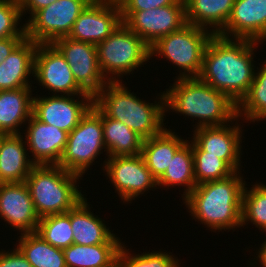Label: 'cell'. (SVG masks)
<instances>
[{
    "label": "cell",
    "instance_id": "1",
    "mask_svg": "<svg viewBox=\"0 0 266 267\" xmlns=\"http://www.w3.org/2000/svg\"><path fill=\"white\" fill-rule=\"evenodd\" d=\"M257 44L259 42L250 39L214 34L205 48L198 78L238 105L254 80L256 67L253 56Z\"/></svg>",
    "mask_w": 266,
    "mask_h": 267
},
{
    "label": "cell",
    "instance_id": "2",
    "mask_svg": "<svg viewBox=\"0 0 266 267\" xmlns=\"http://www.w3.org/2000/svg\"><path fill=\"white\" fill-rule=\"evenodd\" d=\"M241 171L196 187L183 199L193 219L210 231H230L241 227L242 194L246 181Z\"/></svg>",
    "mask_w": 266,
    "mask_h": 267
},
{
    "label": "cell",
    "instance_id": "3",
    "mask_svg": "<svg viewBox=\"0 0 266 267\" xmlns=\"http://www.w3.org/2000/svg\"><path fill=\"white\" fill-rule=\"evenodd\" d=\"M165 94V112L172 110L198 120L194 128L221 126L235 122L237 104L226 94L211 87L198 77L175 78ZM171 109V110H170Z\"/></svg>",
    "mask_w": 266,
    "mask_h": 267
},
{
    "label": "cell",
    "instance_id": "4",
    "mask_svg": "<svg viewBox=\"0 0 266 267\" xmlns=\"http://www.w3.org/2000/svg\"><path fill=\"white\" fill-rule=\"evenodd\" d=\"M130 91L122 80L109 81L93 97V104L105 116L121 121L143 139L159 134L166 124L163 123L166 116L164 91L157 95L155 103L143 101Z\"/></svg>",
    "mask_w": 266,
    "mask_h": 267
},
{
    "label": "cell",
    "instance_id": "5",
    "mask_svg": "<svg viewBox=\"0 0 266 267\" xmlns=\"http://www.w3.org/2000/svg\"><path fill=\"white\" fill-rule=\"evenodd\" d=\"M79 179L80 175L58 165H36L25 182L39 218L66 213L83 199L85 194L78 190Z\"/></svg>",
    "mask_w": 266,
    "mask_h": 267
},
{
    "label": "cell",
    "instance_id": "6",
    "mask_svg": "<svg viewBox=\"0 0 266 267\" xmlns=\"http://www.w3.org/2000/svg\"><path fill=\"white\" fill-rule=\"evenodd\" d=\"M96 50L101 72L108 81H121L151 60L150 46L124 23L98 43Z\"/></svg>",
    "mask_w": 266,
    "mask_h": 267
},
{
    "label": "cell",
    "instance_id": "7",
    "mask_svg": "<svg viewBox=\"0 0 266 267\" xmlns=\"http://www.w3.org/2000/svg\"><path fill=\"white\" fill-rule=\"evenodd\" d=\"M213 35L208 29L187 23L151 45L150 59L162 56L171 61L180 70L177 78L198 77L205 48Z\"/></svg>",
    "mask_w": 266,
    "mask_h": 267
},
{
    "label": "cell",
    "instance_id": "8",
    "mask_svg": "<svg viewBox=\"0 0 266 267\" xmlns=\"http://www.w3.org/2000/svg\"><path fill=\"white\" fill-rule=\"evenodd\" d=\"M103 150L106 151L102 112L93 104L78 125L68 133L66 147L58 166L83 177L98 155L103 154Z\"/></svg>",
    "mask_w": 266,
    "mask_h": 267
},
{
    "label": "cell",
    "instance_id": "9",
    "mask_svg": "<svg viewBox=\"0 0 266 267\" xmlns=\"http://www.w3.org/2000/svg\"><path fill=\"white\" fill-rule=\"evenodd\" d=\"M93 0H57L36 11L25 21L26 38L38 44H52L68 37L80 13Z\"/></svg>",
    "mask_w": 266,
    "mask_h": 267
},
{
    "label": "cell",
    "instance_id": "10",
    "mask_svg": "<svg viewBox=\"0 0 266 267\" xmlns=\"http://www.w3.org/2000/svg\"><path fill=\"white\" fill-rule=\"evenodd\" d=\"M103 164V170L123 203H131L146 191L158 187L141 154L108 157Z\"/></svg>",
    "mask_w": 266,
    "mask_h": 267
},
{
    "label": "cell",
    "instance_id": "11",
    "mask_svg": "<svg viewBox=\"0 0 266 267\" xmlns=\"http://www.w3.org/2000/svg\"><path fill=\"white\" fill-rule=\"evenodd\" d=\"M238 119L237 116L235 125L232 121L229 125L194 128L193 139L190 140L193 155L216 156L224 160L235 172L240 171L243 130Z\"/></svg>",
    "mask_w": 266,
    "mask_h": 267
},
{
    "label": "cell",
    "instance_id": "12",
    "mask_svg": "<svg viewBox=\"0 0 266 267\" xmlns=\"http://www.w3.org/2000/svg\"><path fill=\"white\" fill-rule=\"evenodd\" d=\"M123 23L149 46L180 30L186 22L185 3L141 11H121Z\"/></svg>",
    "mask_w": 266,
    "mask_h": 267
},
{
    "label": "cell",
    "instance_id": "13",
    "mask_svg": "<svg viewBox=\"0 0 266 267\" xmlns=\"http://www.w3.org/2000/svg\"><path fill=\"white\" fill-rule=\"evenodd\" d=\"M70 65L76 83L93 97L109 81L101 72L96 45L69 37L56 39L52 43Z\"/></svg>",
    "mask_w": 266,
    "mask_h": 267
},
{
    "label": "cell",
    "instance_id": "14",
    "mask_svg": "<svg viewBox=\"0 0 266 267\" xmlns=\"http://www.w3.org/2000/svg\"><path fill=\"white\" fill-rule=\"evenodd\" d=\"M33 77L54 95L88 94L76 83L70 65L53 44H38Z\"/></svg>",
    "mask_w": 266,
    "mask_h": 267
},
{
    "label": "cell",
    "instance_id": "15",
    "mask_svg": "<svg viewBox=\"0 0 266 267\" xmlns=\"http://www.w3.org/2000/svg\"><path fill=\"white\" fill-rule=\"evenodd\" d=\"M92 106L93 96L90 94L38 95L33 97L32 114L38 120L70 133Z\"/></svg>",
    "mask_w": 266,
    "mask_h": 267
},
{
    "label": "cell",
    "instance_id": "16",
    "mask_svg": "<svg viewBox=\"0 0 266 267\" xmlns=\"http://www.w3.org/2000/svg\"><path fill=\"white\" fill-rule=\"evenodd\" d=\"M123 23L118 1L96 0L74 22L69 38L97 45Z\"/></svg>",
    "mask_w": 266,
    "mask_h": 267
},
{
    "label": "cell",
    "instance_id": "17",
    "mask_svg": "<svg viewBox=\"0 0 266 267\" xmlns=\"http://www.w3.org/2000/svg\"><path fill=\"white\" fill-rule=\"evenodd\" d=\"M0 216L20 234L37 231V215L26 182L0 183Z\"/></svg>",
    "mask_w": 266,
    "mask_h": 267
},
{
    "label": "cell",
    "instance_id": "18",
    "mask_svg": "<svg viewBox=\"0 0 266 267\" xmlns=\"http://www.w3.org/2000/svg\"><path fill=\"white\" fill-rule=\"evenodd\" d=\"M24 140L35 165H58L66 147L68 132L38 120L33 114L27 122ZM29 147V148H28Z\"/></svg>",
    "mask_w": 266,
    "mask_h": 267
},
{
    "label": "cell",
    "instance_id": "19",
    "mask_svg": "<svg viewBox=\"0 0 266 267\" xmlns=\"http://www.w3.org/2000/svg\"><path fill=\"white\" fill-rule=\"evenodd\" d=\"M218 35L260 44L266 41V0H235L231 16Z\"/></svg>",
    "mask_w": 266,
    "mask_h": 267
},
{
    "label": "cell",
    "instance_id": "20",
    "mask_svg": "<svg viewBox=\"0 0 266 267\" xmlns=\"http://www.w3.org/2000/svg\"><path fill=\"white\" fill-rule=\"evenodd\" d=\"M86 197L70 209L73 243L80 245L122 244L119 237L109 230L104 220L93 212Z\"/></svg>",
    "mask_w": 266,
    "mask_h": 267
},
{
    "label": "cell",
    "instance_id": "21",
    "mask_svg": "<svg viewBox=\"0 0 266 267\" xmlns=\"http://www.w3.org/2000/svg\"><path fill=\"white\" fill-rule=\"evenodd\" d=\"M37 46V42L25 38L5 60L0 62V91L32 87L29 76L34 75Z\"/></svg>",
    "mask_w": 266,
    "mask_h": 267
},
{
    "label": "cell",
    "instance_id": "22",
    "mask_svg": "<svg viewBox=\"0 0 266 267\" xmlns=\"http://www.w3.org/2000/svg\"><path fill=\"white\" fill-rule=\"evenodd\" d=\"M21 134L0 136V183L24 182L36 166Z\"/></svg>",
    "mask_w": 266,
    "mask_h": 267
},
{
    "label": "cell",
    "instance_id": "23",
    "mask_svg": "<svg viewBox=\"0 0 266 267\" xmlns=\"http://www.w3.org/2000/svg\"><path fill=\"white\" fill-rule=\"evenodd\" d=\"M32 88L0 91V134H22L20 127L32 115Z\"/></svg>",
    "mask_w": 266,
    "mask_h": 267
},
{
    "label": "cell",
    "instance_id": "24",
    "mask_svg": "<svg viewBox=\"0 0 266 267\" xmlns=\"http://www.w3.org/2000/svg\"><path fill=\"white\" fill-rule=\"evenodd\" d=\"M187 141L166 127L157 135L144 139L141 149L146 166L158 180L167 170L176 151Z\"/></svg>",
    "mask_w": 266,
    "mask_h": 267
},
{
    "label": "cell",
    "instance_id": "25",
    "mask_svg": "<svg viewBox=\"0 0 266 267\" xmlns=\"http://www.w3.org/2000/svg\"><path fill=\"white\" fill-rule=\"evenodd\" d=\"M186 22L218 34L228 22L235 0H184ZM212 28V29H210Z\"/></svg>",
    "mask_w": 266,
    "mask_h": 267
},
{
    "label": "cell",
    "instance_id": "26",
    "mask_svg": "<svg viewBox=\"0 0 266 267\" xmlns=\"http://www.w3.org/2000/svg\"><path fill=\"white\" fill-rule=\"evenodd\" d=\"M122 244L80 245L63 249L66 267H116Z\"/></svg>",
    "mask_w": 266,
    "mask_h": 267
},
{
    "label": "cell",
    "instance_id": "27",
    "mask_svg": "<svg viewBox=\"0 0 266 267\" xmlns=\"http://www.w3.org/2000/svg\"><path fill=\"white\" fill-rule=\"evenodd\" d=\"M102 126L107 157L141 154L144 139L127 125L102 113Z\"/></svg>",
    "mask_w": 266,
    "mask_h": 267
},
{
    "label": "cell",
    "instance_id": "28",
    "mask_svg": "<svg viewBox=\"0 0 266 267\" xmlns=\"http://www.w3.org/2000/svg\"><path fill=\"white\" fill-rule=\"evenodd\" d=\"M158 187H184L182 200L196 187L192 144L187 140L175 153L165 173L157 180Z\"/></svg>",
    "mask_w": 266,
    "mask_h": 267
},
{
    "label": "cell",
    "instance_id": "29",
    "mask_svg": "<svg viewBox=\"0 0 266 267\" xmlns=\"http://www.w3.org/2000/svg\"><path fill=\"white\" fill-rule=\"evenodd\" d=\"M19 238L15 247L32 267H66L63 249L52 246L38 233H24Z\"/></svg>",
    "mask_w": 266,
    "mask_h": 267
},
{
    "label": "cell",
    "instance_id": "30",
    "mask_svg": "<svg viewBox=\"0 0 266 267\" xmlns=\"http://www.w3.org/2000/svg\"><path fill=\"white\" fill-rule=\"evenodd\" d=\"M256 71L248 93L237 105V116L250 123L266 119V59Z\"/></svg>",
    "mask_w": 266,
    "mask_h": 267
},
{
    "label": "cell",
    "instance_id": "31",
    "mask_svg": "<svg viewBox=\"0 0 266 267\" xmlns=\"http://www.w3.org/2000/svg\"><path fill=\"white\" fill-rule=\"evenodd\" d=\"M246 186L242 194L241 227L251 222L266 233V185L256 182L251 188Z\"/></svg>",
    "mask_w": 266,
    "mask_h": 267
},
{
    "label": "cell",
    "instance_id": "32",
    "mask_svg": "<svg viewBox=\"0 0 266 267\" xmlns=\"http://www.w3.org/2000/svg\"><path fill=\"white\" fill-rule=\"evenodd\" d=\"M70 210L41 217L36 233L54 247L64 249L73 244Z\"/></svg>",
    "mask_w": 266,
    "mask_h": 267
},
{
    "label": "cell",
    "instance_id": "33",
    "mask_svg": "<svg viewBox=\"0 0 266 267\" xmlns=\"http://www.w3.org/2000/svg\"><path fill=\"white\" fill-rule=\"evenodd\" d=\"M125 246L123 243L118 251L119 267H179L181 264L171 252L160 250L134 255Z\"/></svg>",
    "mask_w": 266,
    "mask_h": 267
},
{
    "label": "cell",
    "instance_id": "34",
    "mask_svg": "<svg viewBox=\"0 0 266 267\" xmlns=\"http://www.w3.org/2000/svg\"><path fill=\"white\" fill-rule=\"evenodd\" d=\"M196 185L221 180L235 173L222 159L213 155H193Z\"/></svg>",
    "mask_w": 266,
    "mask_h": 267
},
{
    "label": "cell",
    "instance_id": "35",
    "mask_svg": "<svg viewBox=\"0 0 266 267\" xmlns=\"http://www.w3.org/2000/svg\"><path fill=\"white\" fill-rule=\"evenodd\" d=\"M19 0H0V40L8 37H26ZM19 27V28H18Z\"/></svg>",
    "mask_w": 266,
    "mask_h": 267
},
{
    "label": "cell",
    "instance_id": "36",
    "mask_svg": "<svg viewBox=\"0 0 266 267\" xmlns=\"http://www.w3.org/2000/svg\"><path fill=\"white\" fill-rule=\"evenodd\" d=\"M118 2L121 11H146L174 3H185L184 0H118Z\"/></svg>",
    "mask_w": 266,
    "mask_h": 267
},
{
    "label": "cell",
    "instance_id": "37",
    "mask_svg": "<svg viewBox=\"0 0 266 267\" xmlns=\"http://www.w3.org/2000/svg\"><path fill=\"white\" fill-rule=\"evenodd\" d=\"M0 267H32V265L16 247L10 252L0 251Z\"/></svg>",
    "mask_w": 266,
    "mask_h": 267
},
{
    "label": "cell",
    "instance_id": "38",
    "mask_svg": "<svg viewBox=\"0 0 266 267\" xmlns=\"http://www.w3.org/2000/svg\"><path fill=\"white\" fill-rule=\"evenodd\" d=\"M56 1L57 0H19L22 18L26 12L30 14V18L36 11L40 10L43 7L49 6Z\"/></svg>",
    "mask_w": 266,
    "mask_h": 267
},
{
    "label": "cell",
    "instance_id": "39",
    "mask_svg": "<svg viewBox=\"0 0 266 267\" xmlns=\"http://www.w3.org/2000/svg\"><path fill=\"white\" fill-rule=\"evenodd\" d=\"M26 37H8L0 40V62L5 60L11 52L25 39Z\"/></svg>",
    "mask_w": 266,
    "mask_h": 267
},
{
    "label": "cell",
    "instance_id": "40",
    "mask_svg": "<svg viewBox=\"0 0 266 267\" xmlns=\"http://www.w3.org/2000/svg\"><path fill=\"white\" fill-rule=\"evenodd\" d=\"M258 249V255L255 259L256 261L258 260L259 263H261L262 267H266V239L265 241L261 244V247Z\"/></svg>",
    "mask_w": 266,
    "mask_h": 267
}]
</instances>
